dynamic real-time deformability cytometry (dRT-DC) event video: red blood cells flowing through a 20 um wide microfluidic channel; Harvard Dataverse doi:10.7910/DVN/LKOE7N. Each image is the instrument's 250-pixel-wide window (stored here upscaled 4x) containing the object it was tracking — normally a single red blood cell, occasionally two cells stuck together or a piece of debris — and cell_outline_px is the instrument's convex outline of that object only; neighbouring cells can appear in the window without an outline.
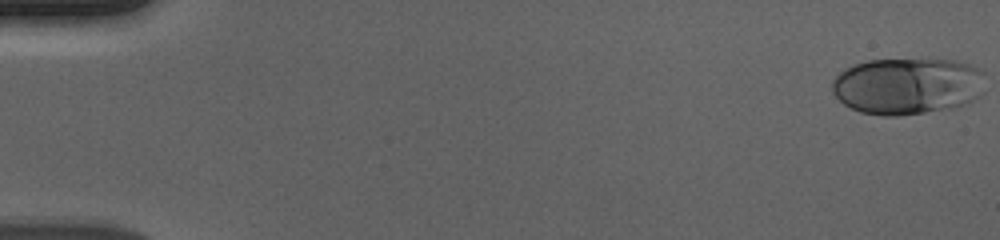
{"species": "human", "species_latin": "Homo sapiens", "temperature_condition": "cold", "stored_images_in_passage": 14, "camera_frame_rate_fps": 3000, "um_per_image_px": 0.085, "donor": {"sex": "male"}, "frame": {"image": 1, "passage_image": 1, "time_ms": 0.0, "image_size_px": [1000, 240], "cell_outline_px": [[984, 72], [976, 96], [972, 100], [964, 104], [948, 108], [924, 112], [896, 116], [884, 116], [860, 112], [844, 104], [832, 92], [832, 80], [844, 68], [852, 64], [868, 60], [956, 60], [968, 64]], "centroid_in_image_um": [77.04, 7.3], "position_along_channel_um": 8.0, "area_um2": 50.0}}